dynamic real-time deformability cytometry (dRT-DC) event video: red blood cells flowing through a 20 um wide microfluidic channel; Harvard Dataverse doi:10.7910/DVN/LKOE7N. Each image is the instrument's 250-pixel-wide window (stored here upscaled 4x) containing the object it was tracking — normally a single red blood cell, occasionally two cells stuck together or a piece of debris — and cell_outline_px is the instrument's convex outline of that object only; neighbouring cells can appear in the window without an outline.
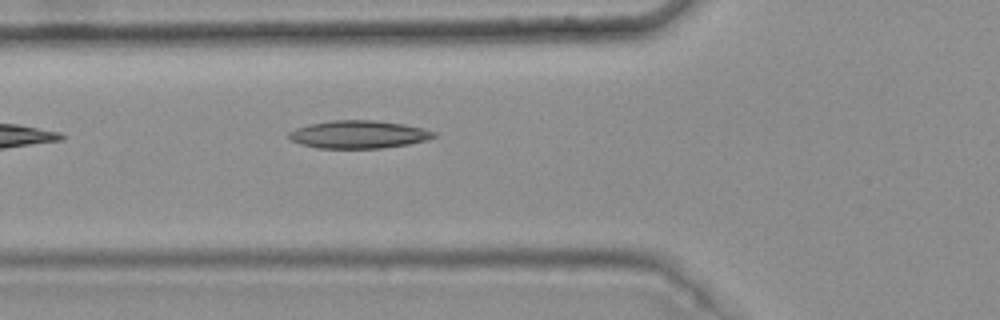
{"species": "common noctule bat (a hibernating species)", "species_latin": "Nyctalus noctula", "temperature_condition": "warm", "stored_images_in_passage": 5, "camera_frame_rate_fps": 3000, "um_per_image_px": 0.085, "animal": {"sex": "female", "body_mass_g": 25.1}, "frame": {"image": 1, "passage_image": 5, "time_ms": 1.333, "image_size_px": [1000, 320], "cell_outline_px": [[436, 136], [428, 140], [408, 144], [380, 148], [316, 148], [300, 144], [292, 140], [288, 136], [288, 132], [296, 128], [308, 124], [328, 120], [376, 120], [404, 124], [424, 128], [436, 132]], "centroid_in_image_um": [30.48, 11.42], "position_along_channel_um": 95.3, "area_um2": 23.7}}